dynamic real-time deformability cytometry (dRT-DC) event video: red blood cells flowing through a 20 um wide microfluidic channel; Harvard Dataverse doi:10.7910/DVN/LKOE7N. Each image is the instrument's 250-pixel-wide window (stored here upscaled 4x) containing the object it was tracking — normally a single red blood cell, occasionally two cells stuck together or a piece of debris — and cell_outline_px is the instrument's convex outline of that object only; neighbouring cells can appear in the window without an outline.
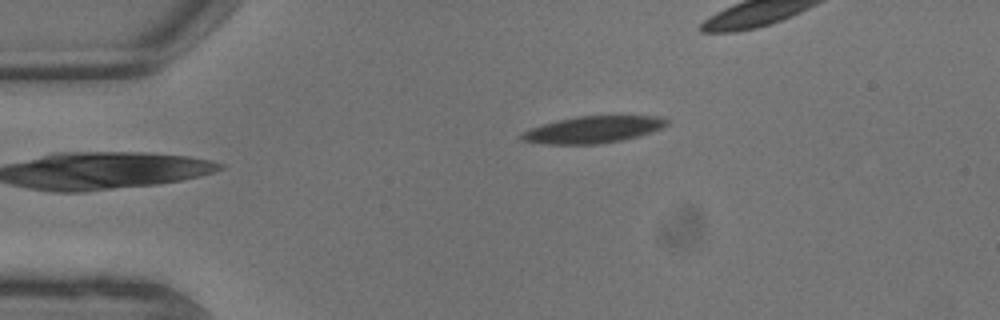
{"species": "common noctule bat (a hibernating species)", "species_latin": "Nyctalus noctula", "temperature_condition": "warm", "stored_images_in_passage": 7, "camera_frame_rate_fps": 3000, "um_per_image_px": 0.085, "animal": {"sex": "male", "body_mass_g": 13.3}, "frame": {"image": 1, "passage_image": 7, "time_ms": 2.0, "image_size_px": [1000, 320], "cell_outline_px": [[668, 124], [660, 128], [636, 136], [620, 140], [596, 144], [548, 144], [524, 140], [520, 136], [524, 132], [532, 128], [544, 124], [576, 116], [660, 116], [668, 120]], "centroid_in_image_um": [50.43, 11.0], "position_along_channel_um": 34.6, "area_um2": 22.02}}